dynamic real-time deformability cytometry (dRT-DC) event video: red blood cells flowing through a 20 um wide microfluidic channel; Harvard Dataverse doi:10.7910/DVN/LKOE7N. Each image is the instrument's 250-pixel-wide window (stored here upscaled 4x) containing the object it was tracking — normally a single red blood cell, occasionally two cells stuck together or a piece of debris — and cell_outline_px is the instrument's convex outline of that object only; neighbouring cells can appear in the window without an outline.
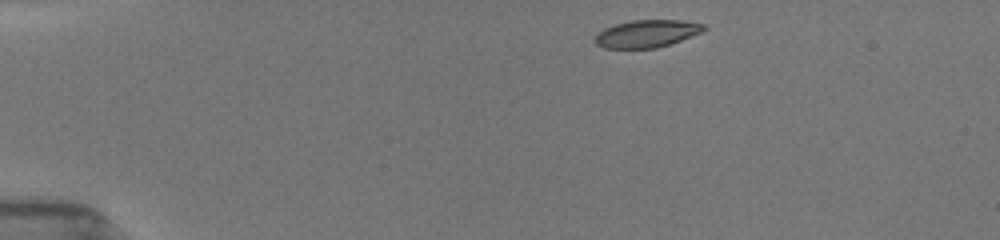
{"species": "common noctule bat (a hibernating species)", "species_latin": "Nyctalus noctula", "temperature_condition": "room temperature", "stored_images_in_passage": 62, "camera_frame_rate_fps": 3000, "um_per_image_px": 0.085, "animal": {"sex": "female", "body_mass_g": 19.5, "forearm_length_mm": 54.1}, "frame": {"image": 1, "passage_image": 1, "time_ms": 0.0, "image_size_px": [1000, 240], "cell_outline_px": [[708, 28], [700, 32], [672, 44], [656, 48], [604, 48], [596, 44], [596, 36], [604, 28], [616, 24], [632, 20], [680, 20], [704, 24]], "centroid_in_image_um": [55.0, 2.86], "position_along_channel_um": 30.0, "area_um2": 17.28}}
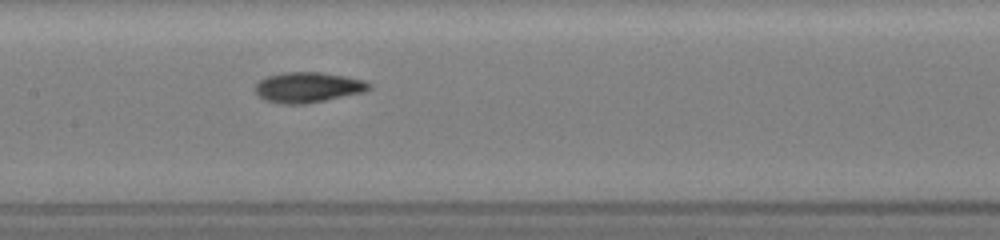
{"frame": {"image": 2, "passage_image": 17, "time_ms": 5.667, "image_size_px": [1000, 240], "cell_outline_px": [[372, 88], [364, 92], [304, 104], [284, 104], [264, 100], [256, 92], [256, 84], [260, 80], [268, 76], [284, 72], [320, 72], [344, 76], [364, 80], [372, 84]], "centroid_in_image_um": [26.2, 7.42], "position_along_channel_um": 181.2, "area_um2": 20.0}}
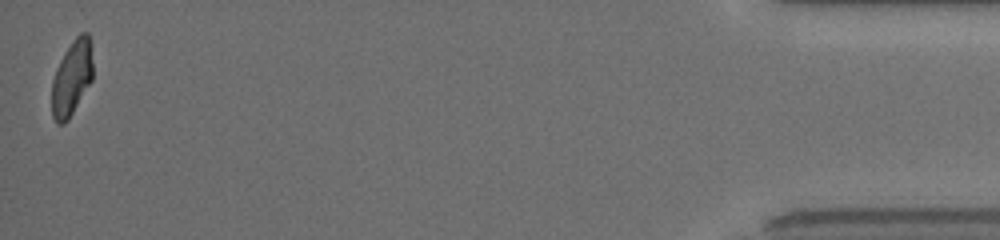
{"frame": {"image": 3, "passage_image": 62, "time_ms": 14.0, "image_size_px": [1000, 240], "cell_outline_px": [[92, 80], [68, 120], [64, 124], [56, 124], [52, 116], [52, 80], [56, 68], [64, 52], [72, 40], [80, 32], [88, 32], [92, 60]], "centroid_in_image_um": [6.09, 6.63], "position_along_channel_um": 429.1, "area_um2": 17.98}, "authors_computed_cell_mechanics": {"area_um2": 19.0162, "velocity_mm_per_s": 3.9765, "shape_relaxation_time_tau1_ms": 3.5565, "shape_relaxation_time_tau2_ms": 1.3063, "deformation_change_tau1": 0.1599, "deformation_change_tau2": 0.0718}}